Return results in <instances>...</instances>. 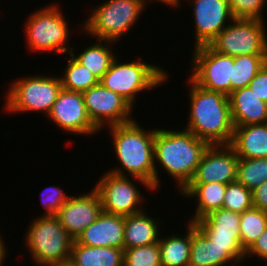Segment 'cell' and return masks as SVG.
<instances>
[{"instance_id": "4316f807", "label": "cell", "mask_w": 267, "mask_h": 266, "mask_svg": "<svg viewBox=\"0 0 267 266\" xmlns=\"http://www.w3.org/2000/svg\"><path fill=\"white\" fill-rule=\"evenodd\" d=\"M63 75L60 77L62 88L75 92H85L99 83V79L86 67L80 64L71 53Z\"/></svg>"}, {"instance_id": "2e32d148", "label": "cell", "mask_w": 267, "mask_h": 266, "mask_svg": "<svg viewBox=\"0 0 267 266\" xmlns=\"http://www.w3.org/2000/svg\"><path fill=\"white\" fill-rule=\"evenodd\" d=\"M189 3L193 7L195 47L209 45L229 25L226 22L234 19L228 0H190Z\"/></svg>"}, {"instance_id": "484cf974", "label": "cell", "mask_w": 267, "mask_h": 266, "mask_svg": "<svg viewBox=\"0 0 267 266\" xmlns=\"http://www.w3.org/2000/svg\"><path fill=\"white\" fill-rule=\"evenodd\" d=\"M104 43V44H103ZM108 43V44H107ZM113 41L96 39V43L85 48L80 54L75 55L72 49V56L99 80L109 70L110 65L117 55L110 49Z\"/></svg>"}, {"instance_id": "3957f363", "label": "cell", "mask_w": 267, "mask_h": 266, "mask_svg": "<svg viewBox=\"0 0 267 266\" xmlns=\"http://www.w3.org/2000/svg\"><path fill=\"white\" fill-rule=\"evenodd\" d=\"M190 112L187 130L209 145H230L234 124L229 97L197 85L190 77Z\"/></svg>"}, {"instance_id": "d6a6232c", "label": "cell", "mask_w": 267, "mask_h": 266, "mask_svg": "<svg viewBox=\"0 0 267 266\" xmlns=\"http://www.w3.org/2000/svg\"><path fill=\"white\" fill-rule=\"evenodd\" d=\"M267 0H228L233 18L264 20L262 10Z\"/></svg>"}, {"instance_id": "e575fe53", "label": "cell", "mask_w": 267, "mask_h": 266, "mask_svg": "<svg viewBox=\"0 0 267 266\" xmlns=\"http://www.w3.org/2000/svg\"><path fill=\"white\" fill-rule=\"evenodd\" d=\"M248 87L260 100L267 103V62L250 81Z\"/></svg>"}, {"instance_id": "44dd1931", "label": "cell", "mask_w": 267, "mask_h": 266, "mask_svg": "<svg viewBox=\"0 0 267 266\" xmlns=\"http://www.w3.org/2000/svg\"><path fill=\"white\" fill-rule=\"evenodd\" d=\"M234 127L230 146L238 158H267V123Z\"/></svg>"}, {"instance_id": "277c9868", "label": "cell", "mask_w": 267, "mask_h": 266, "mask_svg": "<svg viewBox=\"0 0 267 266\" xmlns=\"http://www.w3.org/2000/svg\"><path fill=\"white\" fill-rule=\"evenodd\" d=\"M25 244L38 266L68 263L74 239L55 216L35 218L25 234Z\"/></svg>"}, {"instance_id": "5bb4252c", "label": "cell", "mask_w": 267, "mask_h": 266, "mask_svg": "<svg viewBox=\"0 0 267 266\" xmlns=\"http://www.w3.org/2000/svg\"><path fill=\"white\" fill-rule=\"evenodd\" d=\"M47 116L67 133L90 136L99 132L87 114L81 92L62 88Z\"/></svg>"}, {"instance_id": "4dcf8cb0", "label": "cell", "mask_w": 267, "mask_h": 266, "mask_svg": "<svg viewBox=\"0 0 267 266\" xmlns=\"http://www.w3.org/2000/svg\"><path fill=\"white\" fill-rule=\"evenodd\" d=\"M252 207L251 190L237 180L227 184L223 202L224 209L242 214L245 210L251 209Z\"/></svg>"}, {"instance_id": "cb8c5ba5", "label": "cell", "mask_w": 267, "mask_h": 266, "mask_svg": "<svg viewBox=\"0 0 267 266\" xmlns=\"http://www.w3.org/2000/svg\"><path fill=\"white\" fill-rule=\"evenodd\" d=\"M68 263L71 266H124V249L91 247L74 240Z\"/></svg>"}, {"instance_id": "8992f818", "label": "cell", "mask_w": 267, "mask_h": 266, "mask_svg": "<svg viewBox=\"0 0 267 266\" xmlns=\"http://www.w3.org/2000/svg\"><path fill=\"white\" fill-rule=\"evenodd\" d=\"M101 4L95 6L82 24V32L113 42L119 41L133 28L146 7L144 0H107Z\"/></svg>"}, {"instance_id": "9a60e30c", "label": "cell", "mask_w": 267, "mask_h": 266, "mask_svg": "<svg viewBox=\"0 0 267 266\" xmlns=\"http://www.w3.org/2000/svg\"><path fill=\"white\" fill-rule=\"evenodd\" d=\"M238 156L230 145H209L189 183H223L237 180Z\"/></svg>"}, {"instance_id": "7c38bea8", "label": "cell", "mask_w": 267, "mask_h": 266, "mask_svg": "<svg viewBox=\"0 0 267 266\" xmlns=\"http://www.w3.org/2000/svg\"><path fill=\"white\" fill-rule=\"evenodd\" d=\"M82 94L87 114L98 130L104 129V126L110 127L134 120L131 118L133 107L100 82Z\"/></svg>"}, {"instance_id": "4fadbf2b", "label": "cell", "mask_w": 267, "mask_h": 266, "mask_svg": "<svg viewBox=\"0 0 267 266\" xmlns=\"http://www.w3.org/2000/svg\"><path fill=\"white\" fill-rule=\"evenodd\" d=\"M194 224L240 265L245 261V251L241 245L240 214L228 209L215 210Z\"/></svg>"}, {"instance_id": "8fae6325", "label": "cell", "mask_w": 267, "mask_h": 266, "mask_svg": "<svg viewBox=\"0 0 267 266\" xmlns=\"http://www.w3.org/2000/svg\"><path fill=\"white\" fill-rule=\"evenodd\" d=\"M136 186L129 175L103 173L94 187L100 195L102 211L124 217L144 211V196Z\"/></svg>"}, {"instance_id": "d590c367", "label": "cell", "mask_w": 267, "mask_h": 266, "mask_svg": "<svg viewBox=\"0 0 267 266\" xmlns=\"http://www.w3.org/2000/svg\"><path fill=\"white\" fill-rule=\"evenodd\" d=\"M257 257L267 262V228L254 242V244L245 252V257Z\"/></svg>"}, {"instance_id": "7402d4cb", "label": "cell", "mask_w": 267, "mask_h": 266, "mask_svg": "<svg viewBox=\"0 0 267 266\" xmlns=\"http://www.w3.org/2000/svg\"><path fill=\"white\" fill-rule=\"evenodd\" d=\"M227 184L223 183H189L180 193L185 198H197L195 215H192L189 223L200 220L205 215L223 208L224 194Z\"/></svg>"}, {"instance_id": "1f68e13d", "label": "cell", "mask_w": 267, "mask_h": 266, "mask_svg": "<svg viewBox=\"0 0 267 266\" xmlns=\"http://www.w3.org/2000/svg\"><path fill=\"white\" fill-rule=\"evenodd\" d=\"M124 266H162L159 244L124 249Z\"/></svg>"}, {"instance_id": "74e56055", "label": "cell", "mask_w": 267, "mask_h": 266, "mask_svg": "<svg viewBox=\"0 0 267 266\" xmlns=\"http://www.w3.org/2000/svg\"><path fill=\"white\" fill-rule=\"evenodd\" d=\"M7 248H5L4 241L2 240V236L0 235V266L3 265L4 258L7 257Z\"/></svg>"}, {"instance_id": "30bf717a", "label": "cell", "mask_w": 267, "mask_h": 266, "mask_svg": "<svg viewBox=\"0 0 267 266\" xmlns=\"http://www.w3.org/2000/svg\"><path fill=\"white\" fill-rule=\"evenodd\" d=\"M192 55L193 73L189 77L205 89L229 96L234 57L218 53L209 45L194 47Z\"/></svg>"}, {"instance_id": "52a82bcc", "label": "cell", "mask_w": 267, "mask_h": 266, "mask_svg": "<svg viewBox=\"0 0 267 266\" xmlns=\"http://www.w3.org/2000/svg\"><path fill=\"white\" fill-rule=\"evenodd\" d=\"M57 4L45 6L29 15L25 23L26 44L30 51L55 52V54L71 52L73 48L68 42V21L59 10ZM69 45V46H66Z\"/></svg>"}, {"instance_id": "836d02e7", "label": "cell", "mask_w": 267, "mask_h": 266, "mask_svg": "<svg viewBox=\"0 0 267 266\" xmlns=\"http://www.w3.org/2000/svg\"><path fill=\"white\" fill-rule=\"evenodd\" d=\"M69 197L59 186L45 187L41 192V202L46 209L43 216H55Z\"/></svg>"}, {"instance_id": "f546056e", "label": "cell", "mask_w": 267, "mask_h": 266, "mask_svg": "<svg viewBox=\"0 0 267 266\" xmlns=\"http://www.w3.org/2000/svg\"><path fill=\"white\" fill-rule=\"evenodd\" d=\"M237 181L251 191L267 181V158H238Z\"/></svg>"}, {"instance_id": "83f0119b", "label": "cell", "mask_w": 267, "mask_h": 266, "mask_svg": "<svg viewBox=\"0 0 267 266\" xmlns=\"http://www.w3.org/2000/svg\"><path fill=\"white\" fill-rule=\"evenodd\" d=\"M267 62V55H241L234 57L231 92L249 85L258 71Z\"/></svg>"}, {"instance_id": "6da1fadb", "label": "cell", "mask_w": 267, "mask_h": 266, "mask_svg": "<svg viewBox=\"0 0 267 266\" xmlns=\"http://www.w3.org/2000/svg\"><path fill=\"white\" fill-rule=\"evenodd\" d=\"M209 144L197 138L187 129L166 130L155 128L154 140V167L155 191L160 183L157 165L175 179L180 192L192 180L204 151Z\"/></svg>"}, {"instance_id": "d6986e66", "label": "cell", "mask_w": 267, "mask_h": 266, "mask_svg": "<svg viewBox=\"0 0 267 266\" xmlns=\"http://www.w3.org/2000/svg\"><path fill=\"white\" fill-rule=\"evenodd\" d=\"M228 97L234 126L267 123V103L248 86L231 92Z\"/></svg>"}, {"instance_id": "e0dca14e", "label": "cell", "mask_w": 267, "mask_h": 266, "mask_svg": "<svg viewBox=\"0 0 267 266\" xmlns=\"http://www.w3.org/2000/svg\"><path fill=\"white\" fill-rule=\"evenodd\" d=\"M90 193L71 196L60 208L56 216L66 232L76 240L102 212V201L98 191L93 187Z\"/></svg>"}, {"instance_id": "7a4b0ae2", "label": "cell", "mask_w": 267, "mask_h": 266, "mask_svg": "<svg viewBox=\"0 0 267 266\" xmlns=\"http://www.w3.org/2000/svg\"><path fill=\"white\" fill-rule=\"evenodd\" d=\"M113 138L114 151L120 168L109 172L125 176L129 174L146 190H155L154 140L155 129L146 130L136 120L108 127ZM125 170V171H124Z\"/></svg>"}, {"instance_id": "603a6c76", "label": "cell", "mask_w": 267, "mask_h": 266, "mask_svg": "<svg viewBox=\"0 0 267 266\" xmlns=\"http://www.w3.org/2000/svg\"><path fill=\"white\" fill-rule=\"evenodd\" d=\"M142 211L124 217V249L158 243L160 240L158 219Z\"/></svg>"}, {"instance_id": "f1b7e54d", "label": "cell", "mask_w": 267, "mask_h": 266, "mask_svg": "<svg viewBox=\"0 0 267 266\" xmlns=\"http://www.w3.org/2000/svg\"><path fill=\"white\" fill-rule=\"evenodd\" d=\"M267 228V212L252 207L240 214L241 245L246 252Z\"/></svg>"}, {"instance_id": "ffe728a7", "label": "cell", "mask_w": 267, "mask_h": 266, "mask_svg": "<svg viewBox=\"0 0 267 266\" xmlns=\"http://www.w3.org/2000/svg\"><path fill=\"white\" fill-rule=\"evenodd\" d=\"M238 266L226 252L212 242L194 223H191L189 266Z\"/></svg>"}, {"instance_id": "9c48e42d", "label": "cell", "mask_w": 267, "mask_h": 266, "mask_svg": "<svg viewBox=\"0 0 267 266\" xmlns=\"http://www.w3.org/2000/svg\"><path fill=\"white\" fill-rule=\"evenodd\" d=\"M266 30L264 20L234 18L209 46L218 53L232 57L267 55Z\"/></svg>"}, {"instance_id": "ba28073f", "label": "cell", "mask_w": 267, "mask_h": 266, "mask_svg": "<svg viewBox=\"0 0 267 266\" xmlns=\"http://www.w3.org/2000/svg\"><path fill=\"white\" fill-rule=\"evenodd\" d=\"M11 83L5 110L13 114L40 111L48 115L62 89L61 78L55 76H26Z\"/></svg>"}, {"instance_id": "f35d334b", "label": "cell", "mask_w": 267, "mask_h": 266, "mask_svg": "<svg viewBox=\"0 0 267 266\" xmlns=\"http://www.w3.org/2000/svg\"><path fill=\"white\" fill-rule=\"evenodd\" d=\"M148 1H150V0H144V2H145V5H146V7H147V5H148ZM161 2V3H165L164 5H169L170 7H179V5H180V0H156V2Z\"/></svg>"}, {"instance_id": "ac0fdd59", "label": "cell", "mask_w": 267, "mask_h": 266, "mask_svg": "<svg viewBox=\"0 0 267 266\" xmlns=\"http://www.w3.org/2000/svg\"><path fill=\"white\" fill-rule=\"evenodd\" d=\"M76 241L91 247L124 249V216L102 211L97 219L82 231Z\"/></svg>"}, {"instance_id": "d4e9b609", "label": "cell", "mask_w": 267, "mask_h": 266, "mask_svg": "<svg viewBox=\"0 0 267 266\" xmlns=\"http://www.w3.org/2000/svg\"><path fill=\"white\" fill-rule=\"evenodd\" d=\"M186 235L171 234L158 241L162 266H189L191 250V223H187Z\"/></svg>"}, {"instance_id": "8d00e7d4", "label": "cell", "mask_w": 267, "mask_h": 266, "mask_svg": "<svg viewBox=\"0 0 267 266\" xmlns=\"http://www.w3.org/2000/svg\"><path fill=\"white\" fill-rule=\"evenodd\" d=\"M253 207L267 212V181L252 191Z\"/></svg>"}, {"instance_id": "ab89813d", "label": "cell", "mask_w": 267, "mask_h": 266, "mask_svg": "<svg viewBox=\"0 0 267 266\" xmlns=\"http://www.w3.org/2000/svg\"><path fill=\"white\" fill-rule=\"evenodd\" d=\"M48 266H71L69 263L64 264H56V265H48Z\"/></svg>"}, {"instance_id": "5b68a950", "label": "cell", "mask_w": 267, "mask_h": 266, "mask_svg": "<svg viewBox=\"0 0 267 266\" xmlns=\"http://www.w3.org/2000/svg\"><path fill=\"white\" fill-rule=\"evenodd\" d=\"M164 70L158 65L141 60L119 63L116 56L99 82L119 94L133 107L139 93L157 88V85L166 82L169 76Z\"/></svg>"}]
</instances>
